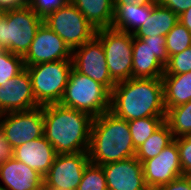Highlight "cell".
Returning <instances> with one entry per match:
<instances>
[{"label":"cell","instance_id":"obj_1","mask_svg":"<svg viewBox=\"0 0 191 190\" xmlns=\"http://www.w3.org/2000/svg\"><path fill=\"white\" fill-rule=\"evenodd\" d=\"M109 111L126 121L165 117L162 78H130L117 82L111 91Z\"/></svg>","mask_w":191,"mask_h":190},{"label":"cell","instance_id":"obj_2","mask_svg":"<svg viewBox=\"0 0 191 190\" xmlns=\"http://www.w3.org/2000/svg\"><path fill=\"white\" fill-rule=\"evenodd\" d=\"M44 137L56 154L88 152L93 118L59 103L42 106Z\"/></svg>","mask_w":191,"mask_h":190},{"label":"cell","instance_id":"obj_3","mask_svg":"<svg viewBox=\"0 0 191 190\" xmlns=\"http://www.w3.org/2000/svg\"><path fill=\"white\" fill-rule=\"evenodd\" d=\"M135 154L128 121L111 111L93 118L88 149L90 163L101 166L135 157Z\"/></svg>","mask_w":191,"mask_h":190},{"label":"cell","instance_id":"obj_4","mask_svg":"<svg viewBox=\"0 0 191 190\" xmlns=\"http://www.w3.org/2000/svg\"><path fill=\"white\" fill-rule=\"evenodd\" d=\"M110 97L111 92L104 85L72 68L59 104L95 118L109 111Z\"/></svg>","mask_w":191,"mask_h":190},{"label":"cell","instance_id":"obj_5","mask_svg":"<svg viewBox=\"0 0 191 190\" xmlns=\"http://www.w3.org/2000/svg\"><path fill=\"white\" fill-rule=\"evenodd\" d=\"M42 23L43 18L29 5L5 10L0 23V49L23 57Z\"/></svg>","mask_w":191,"mask_h":190},{"label":"cell","instance_id":"obj_6","mask_svg":"<svg viewBox=\"0 0 191 190\" xmlns=\"http://www.w3.org/2000/svg\"><path fill=\"white\" fill-rule=\"evenodd\" d=\"M25 68L30 74L37 104L45 106L59 103L73 68L72 59L40 63Z\"/></svg>","mask_w":191,"mask_h":190},{"label":"cell","instance_id":"obj_7","mask_svg":"<svg viewBox=\"0 0 191 190\" xmlns=\"http://www.w3.org/2000/svg\"><path fill=\"white\" fill-rule=\"evenodd\" d=\"M95 36L102 42L111 78L116 83L132 78L133 34L105 28Z\"/></svg>","mask_w":191,"mask_h":190},{"label":"cell","instance_id":"obj_8","mask_svg":"<svg viewBox=\"0 0 191 190\" xmlns=\"http://www.w3.org/2000/svg\"><path fill=\"white\" fill-rule=\"evenodd\" d=\"M43 23L62 38L71 50L90 41L96 34L94 27L70 1L47 14Z\"/></svg>","mask_w":191,"mask_h":190},{"label":"cell","instance_id":"obj_9","mask_svg":"<svg viewBox=\"0 0 191 190\" xmlns=\"http://www.w3.org/2000/svg\"><path fill=\"white\" fill-rule=\"evenodd\" d=\"M132 78H162L169 60L166 38H136L133 34Z\"/></svg>","mask_w":191,"mask_h":190},{"label":"cell","instance_id":"obj_10","mask_svg":"<svg viewBox=\"0 0 191 190\" xmlns=\"http://www.w3.org/2000/svg\"><path fill=\"white\" fill-rule=\"evenodd\" d=\"M0 126L13 149L40 138L44 136L42 106L26 111L0 114Z\"/></svg>","mask_w":191,"mask_h":190},{"label":"cell","instance_id":"obj_11","mask_svg":"<svg viewBox=\"0 0 191 190\" xmlns=\"http://www.w3.org/2000/svg\"><path fill=\"white\" fill-rule=\"evenodd\" d=\"M72 63L76 71L104 85L110 92L116 85L108 71L102 42L96 36L72 50Z\"/></svg>","mask_w":191,"mask_h":190},{"label":"cell","instance_id":"obj_12","mask_svg":"<svg viewBox=\"0 0 191 190\" xmlns=\"http://www.w3.org/2000/svg\"><path fill=\"white\" fill-rule=\"evenodd\" d=\"M89 163L88 152L57 154L43 178L44 184L52 190H77Z\"/></svg>","mask_w":191,"mask_h":190},{"label":"cell","instance_id":"obj_13","mask_svg":"<svg viewBox=\"0 0 191 190\" xmlns=\"http://www.w3.org/2000/svg\"><path fill=\"white\" fill-rule=\"evenodd\" d=\"M72 59V50L52 29L41 24L23 56L24 65L32 66L57 60Z\"/></svg>","mask_w":191,"mask_h":190},{"label":"cell","instance_id":"obj_14","mask_svg":"<svg viewBox=\"0 0 191 190\" xmlns=\"http://www.w3.org/2000/svg\"><path fill=\"white\" fill-rule=\"evenodd\" d=\"M147 187L158 188L183 176L179 149L174 139L159 155L142 162Z\"/></svg>","mask_w":191,"mask_h":190},{"label":"cell","instance_id":"obj_15","mask_svg":"<svg viewBox=\"0 0 191 190\" xmlns=\"http://www.w3.org/2000/svg\"><path fill=\"white\" fill-rule=\"evenodd\" d=\"M39 107L32 90V81L25 68L0 86V114L31 110Z\"/></svg>","mask_w":191,"mask_h":190},{"label":"cell","instance_id":"obj_16","mask_svg":"<svg viewBox=\"0 0 191 190\" xmlns=\"http://www.w3.org/2000/svg\"><path fill=\"white\" fill-rule=\"evenodd\" d=\"M108 190H145L142 163L136 157L101 165Z\"/></svg>","mask_w":191,"mask_h":190},{"label":"cell","instance_id":"obj_17","mask_svg":"<svg viewBox=\"0 0 191 190\" xmlns=\"http://www.w3.org/2000/svg\"><path fill=\"white\" fill-rule=\"evenodd\" d=\"M43 176L14 157L0 165L1 190H36Z\"/></svg>","mask_w":191,"mask_h":190},{"label":"cell","instance_id":"obj_18","mask_svg":"<svg viewBox=\"0 0 191 190\" xmlns=\"http://www.w3.org/2000/svg\"><path fill=\"white\" fill-rule=\"evenodd\" d=\"M56 155L54 147L42 136L14 148L13 157L44 177Z\"/></svg>","mask_w":191,"mask_h":190},{"label":"cell","instance_id":"obj_19","mask_svg":"<svg viewBox=\"0 0 191 190\" xmlns=\"http://www.w3.org/2000/svg\"><path fill=\"white\" fill-rule=\"evenodd\" d=\"M95 30L111 28L114 20V0H70Z\"/></svg>","mask_w":191,"mask_h":190},{"label":"cell","instance_id":"obj_20","mask_svg":"<svg viewBox=\"0 0 191 190\" xmlns=\"http://www.w3.org/2000/svg\"><path fill=\"white\" fill-rule=\"evenodd\" d=\"M154 6L139 4L114 5L115 13L111 28L134 34L149 18L151 9Z\"/></svg>","mask_w":191,"mask_h":190},{"label":"cell","instance_id":"obj_21","mask_svg":"<svg viewBox=\"0 0 191 190\" xmlns=\"http://www.w3.org/2000/svg\"><path fill=\"white\" fill-rule=\"evenodd\" d=\"M179 22L178 15L158 3L151 9V14L142 27L134 33L136 38L166 36Z\"/></svg>","mask_w":191,"mask_h":190},{"label":"cell","instance_id":"obj_22","mask_svg":"<svg viewBox=\"0 0 191 190\" xmlns=\"http://www.w3.org/2000/svg\"><path fill=\"white\" fill-rule=\"evenodd\" d=\"M166 110L191 100V71L178 75H163Z\"/></svg>","mask_w":191,"mask_h":190},{"label":"cell","instance_id":"obj_23","mask_svg":"<svg viewBox=\"0 0 191 190\" xmlns=\"http://www.w3.org/2000/svg\"><path fill=\"white\" fill-rule=\"evenodd\" d=\"M174 140L173 134L164 122L140 147L136 149L135 157L142 163L154 158Z\"/></svg>","mask_w":191,"mask_h":190},{"label":"cell","instance_id":"obj_24","mask_svg":"<svg viewBox=\"0 0 191 190\" xmlns=\"http://www.w3.org/2000/svg\"><path fill=\"white\" fill-rule=\"evenodd\" d=\"M165 122L168 124L174 139L191 136V100L166 110Z\"/></svg>","mask_w":191,"mask_h":190},{"label":"cell","instance_id":"obj_25","mask_svg":"<svg viewBox=\"0 0 191 190\" xmlns=\"http://www.w3.org/2000/svg\"><path fill=\"white\" fill-rule=\"evenodd\" d=\"M164 122L165 117H145L128 121L135 149L140 147Z\"/></svg>","mask_w":191,"mask_h":190},{"label":"cell","instance_id":"obj_26","mask_svg":"<svg viewBox=\"0 0 191 190\" xmlns=\"http://www.w3.org/2000/svg\"><path fill=\"white\" fill-rule=\"evenodd\" d=\"M25 69L23 57L0 49V86Z\"/></svg>","mask_w":191,"mask_h":190},{"label":"cell","instance_id":"obj_27","mask_svg":"<svg viewBox=\"0 0 191 190\" xmlns=\"http://www.w3.org/2000/svg\"><path fill=\"white\" fill-rule=\"evenodd\" d=\"M168 56L175 55L191 46V32L178 22L165 36Z\"/></svg>","mask_w":191,"mask_h":190},{"label":"cell","instance_id":"obj_28","mask_svg":"<svg viewBox=\"0 0 191 190\" xmlns=\"http://www.w3.org/2000/svg\"><path fill=\"white\" fill-rule=\"evenodd\" d=\"M77 190H108L102 166L89 163Z\"/></svg>","mask_w":191,"mask_h":190},{"label":"cell","instance_id":"obj_29","mask_svg":"<svg viewBox=\"0 0 191 190\" xmlns=\"http://www.w3.org/2000/svg\"><path fill=\"white\" fill-rule=\"evenodd\" d=\"M191 71V46L184 51L172 55L164 68L163 75H178Z\"/></svg>","mask_w":191,"mask_h":190},{"label":"cell","instance_id":"obj_30","mask_svg":"<svg viewBox=\"0 0 191 190\" xmlns=\"http://www.w3.org/2000/svg\"><path fill=\"white\" fill-rule=\"evenodd\" d=\"M183 175L191 177V136L175 138Z\"/></svg>","mask_w":191,"mask_h":190},{"label":"cell","instance_id":"obj_31","mask_svg":"<svg viewBox=\"0 0 191 190\" xmlns=\"http://www.w3.org/2000/svg\"><path fill=\"white\" fill-rule=\"evenodd\" d=\"M70 0H30L28 5L42 18Z\"/></svg>","mask_w":191,"mask_h":190},{"label":"cell","instance_id":"obj_32","mask_svg":"<svg viewBox=\"0 0 191 190\" xmlns=\"http://www.w3.org/2000/svg\"><path fill=\"white\" fill-rule=\"evenodd\" d=\"M157 3L172 10L178 16L191 7V0H157Z\"/></svg>","mask_w":191,"mask_h":190},{"label":"cell","instance_id":"obj_33","mask_svg":"<svg viewBox=\"0 0 191 190\" xmlns=\"http://www.w3.org/2000/svg\"><path fill=\"white\" fill-rule=\"evenodd\" d=\"M159 190H191V177L180 176L167 184L158 187Z\"/></svg>","mask_w":191,"mask_h":190},{"label":"cell","instance_id":"obj_34","mask_svg":"<svg viewBox=\"0 0 191 190\" xmlns=\"http://www.w3.org/2000/svg\"><path fill=\"white\" fill-rule=\"evenodd\" d=\"M14 149L5 137V133L0 126V165L13 158Z\"/></svg>","mask_w":191,"mask_h":190},{"label":"cell","instance_id":"obj_35","mask_svg":"<svg viewBox=\"0 0 191 190\" xmlns=\"http://www.w3.org/2000/svg\"><path fill=\"white\" fill-rule=\"evenodd\" d=\"M28 0H0V10L16 9L27 6Z\"/></svg>","mask_w":191,"mask_h":190},{"label":"cell","instance_id":"obj_36","mask_svg":"<svg viewBox=\"0 0 191 190\" xmlns=\"http://www.w3.org/2000/svg\"><path fill=\"white\" fill-rule=\"evenodd\" d=\"M139 4V5H156L157 0H114V5Z\"/></svg>","mask_w":191,"mask_h":190},{"label":"cell","instance_id":"obj_37","mask_svg":"<svg viewBox=\"0 0 191 190\" xmlns=\"http://www.w3.org/2000/svg\"><path fill=\"white\" fill-rule=\"evenodd\" d=\"M179 22L191 32V7L178 16Z\"/></svg>","mask_w":191,"mask_h":190},{"label":"cell","instance_id":"obj_38","mask_svg":"<svg viewBox=\"0 0 191 190\" xmlns=\"http://www.w3.org/2000/svg\"><path fill=\"white\" fill-rule=\"evenodd\" d=\"M36 190H52L51 188L47 187L44 183L38 187Z\"/></svg>","mask_w":191,"mask_h":190},{"label":"cell","instance_id":"obj_39","mask_svg":"<svg viewBox=\"0 0 191 190\" xmlns=\"http://www.w3.org/2000/svg\"><path fill=\"white\" fill-rule=\"evenodd\" d=\"M3 17H4V11L0 10V23H1V20L3 19Z\"/></svg>","mask_w":191,"mask_h":190},{"label":"cell","instance_id":"obj_40","mask_svg":"<svg viewBox=\"0 0 191 190\" xmlns=\"http://www.w3.org/2000/svg\"><path fill=\"white\" fill-rule=\"evenodd\" d=\"M145 190H159L158 188L147 187Z\"/></svg>","mask_w":191,"mask_h":190}]
</instances>
